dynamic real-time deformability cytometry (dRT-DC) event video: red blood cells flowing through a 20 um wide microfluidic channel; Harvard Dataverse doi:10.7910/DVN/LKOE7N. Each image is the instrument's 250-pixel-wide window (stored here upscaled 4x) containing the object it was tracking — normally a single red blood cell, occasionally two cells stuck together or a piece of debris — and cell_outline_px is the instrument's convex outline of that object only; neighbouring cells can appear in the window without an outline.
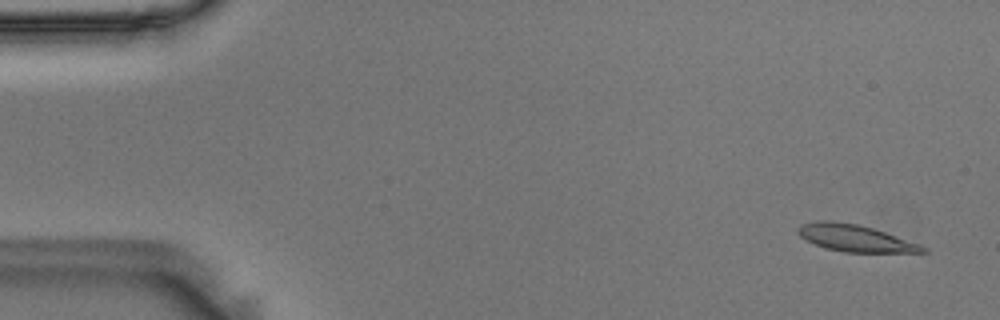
{"species": "Egyptian fruit bat (a non-hibernating species)", "species_latin": "Rousettus aegyptiacus", "temperature_condition": "room temperature", "stored_images_in_passage": 56, "camera_frame_rate_fps": 3000, "um_per_image_px": 0.085, "animal": {"sex": "male"}, "frame": {"image": 1, "passage_image": 3, "time_ms": 0.667, "image_size_px": [1000, 320], "cell_outline_px": [[928, 252], [844, 252], [824, 248], [804, 240], [796, 232], [796, 228], [800, 224], [816, 220], [832, 220], [860, 224], [920, 244], [928, 248]], "centroid_in_image_um": [72.61, 20.23], "position_along_channel_um": 12.4, "area_um2": 19.77}}
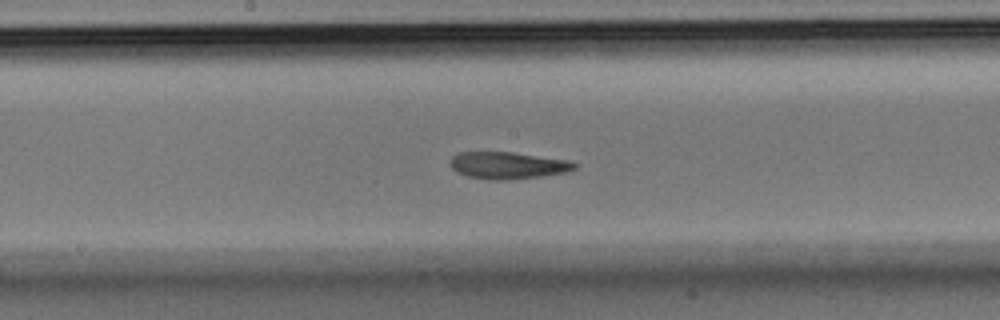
{"frame": {"image": 2, "passage_image": 29, "time_ms": 9.333, "image_size_px": [1000, 320], "cell_outline_px": [[576, 168], [568, 172], [544, 176], [504, 180], [492, 180], [468, 176], [456, 172], [448, 164], [452, 156], [460, 152], [512, 152], [568, 160], [576, 164]], "centroid_in_image_um": [43.15, 14.06], "position_along_channel_um": 205.1, "area_um2": 19.59}}
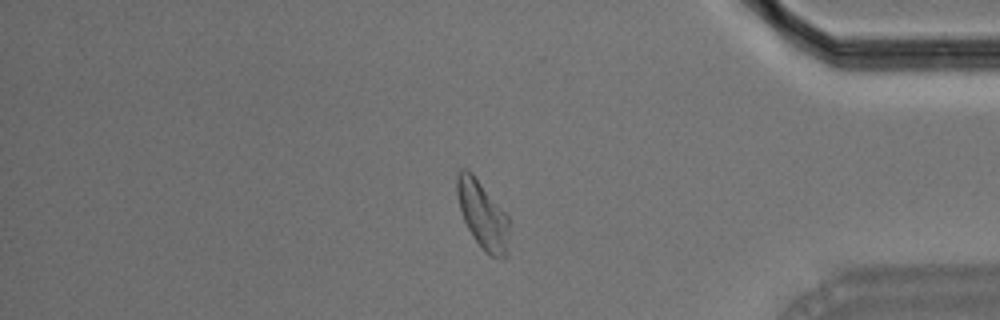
{"frame": {"image": 3, "passage_image": 47, "time_ms": 15.333, "image_size_px": [1000, 320], "cell_outline_px": [[508, 232], [504, 256], [500, 260], [484, 252], [472, 236], [464, 220], [460, 208], [456, 192], [456, 172], [460, 168], [468, 168], [472, 172], [508, 212]], "centroid_in_image_um": [41.0, 18.17], "position_along_channel_um": 394.2, "area_um2": 20.92}, "authors_computed_cell_mechanics": {"area_um2": 19.9121, "velocity_mm_per_s": 3.6123, "shape_relaxation_time_tau1_ms": 10.8176, "shape_relaxation_time_tau2_ms": 4.0194, "deformation_change_tau1": 0.2507, "deformation_change_tau2": 0.1052}}